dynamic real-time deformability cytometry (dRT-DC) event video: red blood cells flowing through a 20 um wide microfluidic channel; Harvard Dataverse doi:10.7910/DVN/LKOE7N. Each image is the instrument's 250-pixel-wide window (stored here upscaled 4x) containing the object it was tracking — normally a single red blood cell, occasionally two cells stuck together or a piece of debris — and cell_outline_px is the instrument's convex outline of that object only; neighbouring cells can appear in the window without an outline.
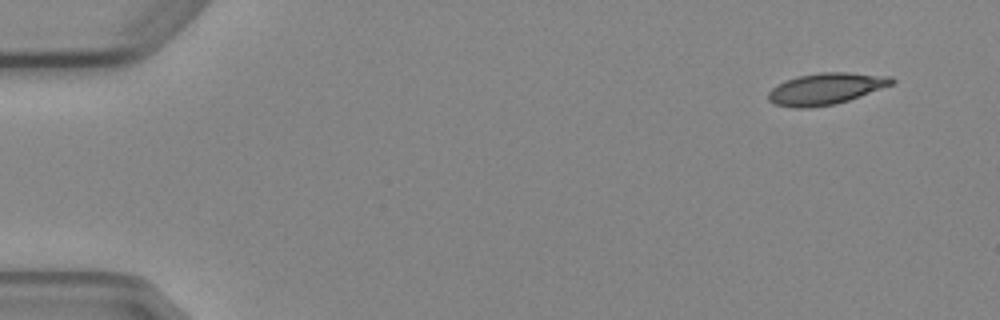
{"species": "Egyptian fruit bat (a non-hibernating species)", "species_latin": "Rousettus aegyptiacus", "temperature_condition": "cold", "stored_images_in_passage": 4, "camera_frame_rate_fps": 3000, "um_per_image_px": 0.085, "animal": {"sex": "female"}, "frame": {"image": 1, "passage_image": 1, "time_ms": 0.0, "image_size_px": [1000, 320], "cell_outline_px": [[896, 80], [892, 84], [860, 96], [836, 104], [808, 108], [796, 108], [772, 104], [768, 100], [768, 92], [772, 88], [784, 80], [796, 76], [820, 72], [848, 72], [892, 76]], "centroid_in_image_um": [70.16, 7.54], "position_along_channel_um": 14.8, "area_um2": 22.83}}